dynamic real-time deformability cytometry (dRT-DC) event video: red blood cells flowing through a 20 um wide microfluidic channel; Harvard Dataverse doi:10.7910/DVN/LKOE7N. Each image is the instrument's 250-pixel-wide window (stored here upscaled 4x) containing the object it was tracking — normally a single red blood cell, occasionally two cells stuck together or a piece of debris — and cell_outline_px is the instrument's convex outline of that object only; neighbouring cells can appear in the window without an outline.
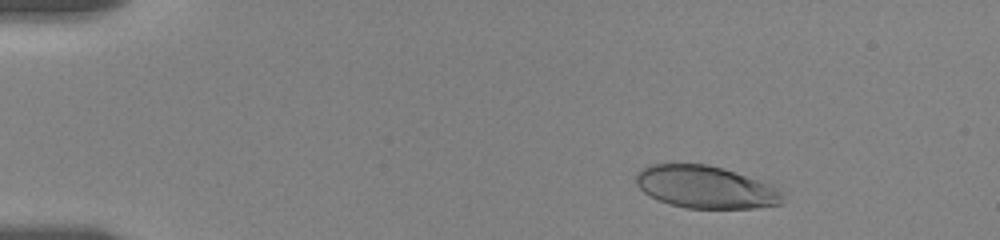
{"species": "human", "species_latin": "Homo sapiens", "temperature_condition": "room temperature", "stored_images_in_passage": 33, "camera_frame_rate_fps": 3000, "um_per_image_px": 0.085, "donor": {"sex": "female"}, "frame": {"image": 1, "passage_image": 5, "time_ms": 1.667, "image_size_px": [1000, 240], "cell_outline_px": [[780, 204], [756, 208], [688, 208], [668, 204], [644, 192], [636, 184], [636, 176], [640, 168], [648, 164], [708, 164], [772, 184], [780, 192]], "centroid_in_image_um": [59.93, 15.89], "position_along_channel_um": 25.1, "area_um2": 35.89}}
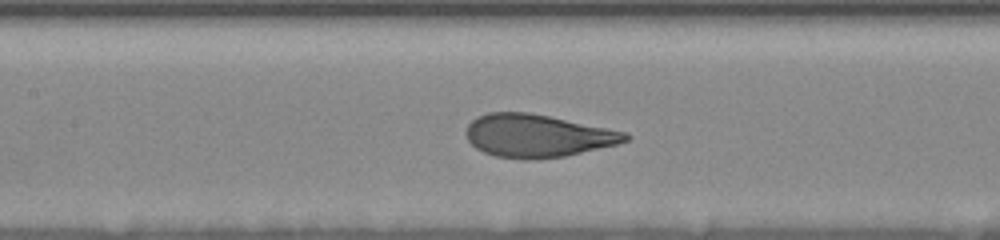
{"frame": {"image": 2, "passage_image": 20, "time_ms": 8.0, "image_size_px": [1000, 240], "cell_outline_px": [[632, 136], [628, 140], [616, 144], [564, 156], [532, 160], [524, 160], [496, 156], [484, 152], [476, 148], [468, 140], [464, 132], [468, 124], [476, 116], [488, 112], [528, 112], [628, 132]], "centroid_in_image_um": [45.65, 11.54], "position_along_channel_um": 161.8, "area_um2": 39.77}}
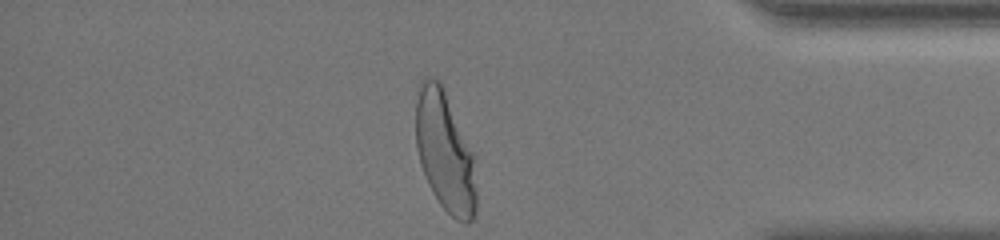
{"frame": {"image": 3, "passage_image": 33, "time_ms": 15.333, "image_size_px": [1000, 240], "cell_outline_px": [[476, 208], [472, 220], [456, 220], [440, 204], [432, 192], [428, 184], [420, 164], [416, 148], [416, 84], [424, 76], [428, 76], [440, 80], [444, 88], [472, 152], [476, 192]], "centroid_in_image_um": [37.77, 12.81], "position_along_channel_um": 397.4, "area_um2": 42.31}, "authors_computed_cell_mechanics": {"area_um2": 39.6508, "velocity_mm_per_s": 3.5352, "shape_relaxation_time_tau1_ms": 3.7214, "shape_relaxation_time_tau2_ms": null, "deformation_change_tau1": 0.1741, "deformation_change_tau2": null}}